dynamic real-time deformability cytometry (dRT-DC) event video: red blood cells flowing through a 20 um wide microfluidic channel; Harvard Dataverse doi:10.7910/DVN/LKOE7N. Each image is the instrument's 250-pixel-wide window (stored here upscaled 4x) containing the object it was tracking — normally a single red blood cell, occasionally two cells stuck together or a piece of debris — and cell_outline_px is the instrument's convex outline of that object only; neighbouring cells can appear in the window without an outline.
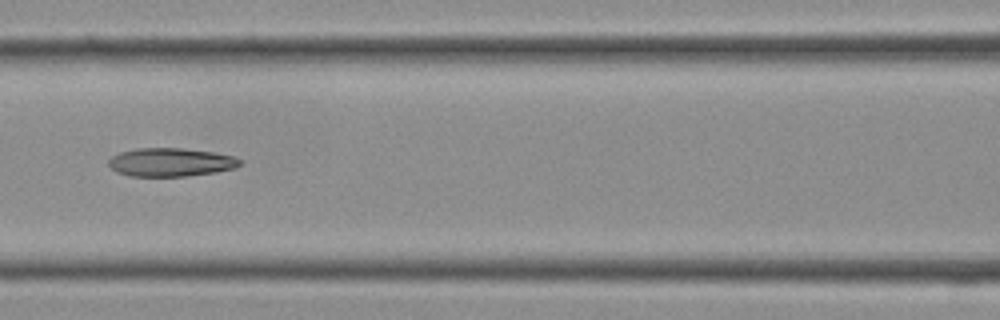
{"species": "Egyptian fruit bat (a non-hibernating species)", "species_latin": "Rousettus aegyptiacus", "temperature_condition": "cold", "stored_images_in_passage": 17, "camera_frame_rate_fps": 3000, "um_per_image_px": 0.085, "frame": {"image": 1, "passage_image": 12, "time_ms": 3.667, "image_size_px": [1000, 320], "cell_outline_px": [[244, 160], [236, 168], [216, 172], [188, 176], [132, 176], [116, 172], [108, 164], [108, 160], [112, 156], [120, 152], [136, 148], [184, 148], [212, 152], [232, 156]], "centroid_in_image_um": [14.52, 13.79], "position_along_channel_um": 152.1, "area_um2": 21.85}}
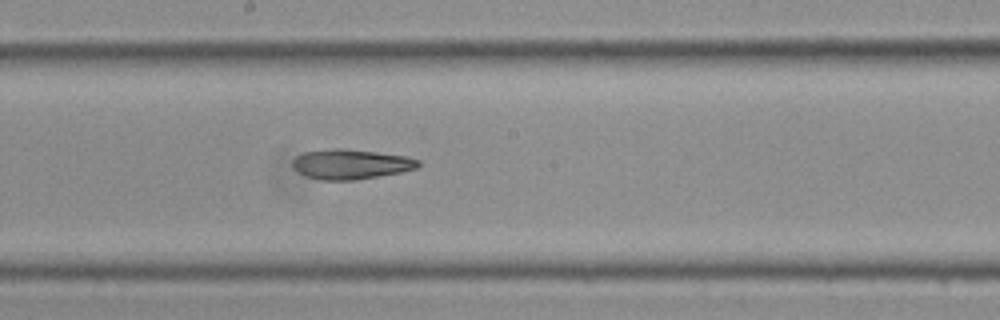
{"frame": {"image": 2, "passage_image": 15, "time_ms": 4.667, "image_size_px": [1000, 320], "cell_outline_px": [[420, 164], [416, 168], [400, 172], [380, 176], [356, 180], [320, 180], [308, 176], [300, 172], [292, 164], [292, 160], [296, 156], [304, 152], [332, 148], [344, 148], [376, 152], [404, 156], [420, 160]], "centroid_in_image_um": [29.82, 13.95], "position_along_channel_um": 218.4, "area_um2": 21.73}}
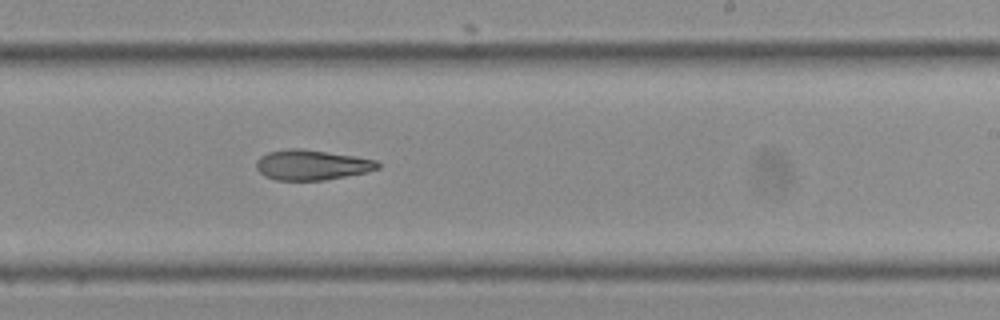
{"frame": {"image": 3, "passage_image": 17, "time_ms": 5.333, "image_size_px": [1000, 320], "cell_outline_px": [[380, 168], [368, 172], [324, 180], [276, 180], [264, 176], [256, 168], [256, 160], [260, 156], [268, 152], [288, 148], [300, 148], [352, 156], [376, 160], [380, 164]], "centroid_in_image_um": [26.47, 14.02], "position_along_channel_um": 262.5, "area_um2": 21.33}}